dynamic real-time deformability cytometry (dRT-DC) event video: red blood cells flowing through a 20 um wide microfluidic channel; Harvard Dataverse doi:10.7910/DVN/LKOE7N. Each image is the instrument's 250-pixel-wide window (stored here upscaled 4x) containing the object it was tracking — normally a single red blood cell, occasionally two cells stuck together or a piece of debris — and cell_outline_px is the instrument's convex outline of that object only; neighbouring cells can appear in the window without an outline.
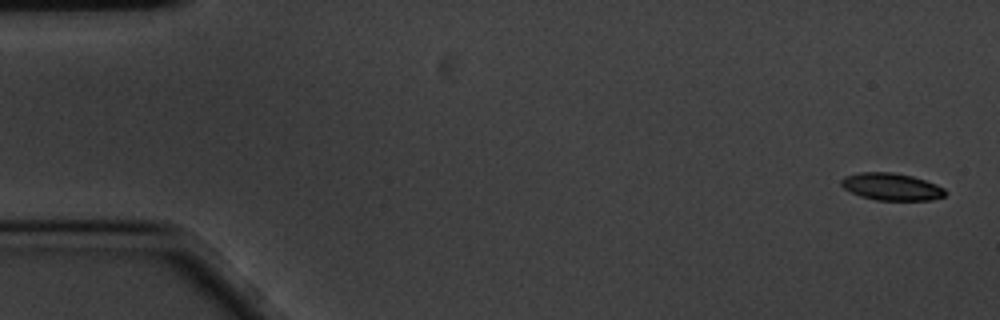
{"species": "common noctule bat (a hibernating species)", "species_latin": "Nyctalus noctula", "temperature_condition": "cold", "stored_images_in_passage": 57, "camera_frame_rate_fps": 3000, "um_per_image_px": 0.085, "animal": {"sex": "male", "body_mass_g": 20.1, "forearm_length_mm": 53.5}, "frame": {"image": 1, "passage_image": 1, "time_ms": 0.0, "image_size_px": [1000, 320], "cell_outline_px": [[948, 192], [944, 196], [932, 200], [876, 200], [860, 196], [844, 188], [840, 184], [840, 180], [844, 176], [860, 172], [892, 172], [912, 176], [936, 184], [944, 188]], "centroid_in_image_um": [75.77, 15.87], "position_along_channel_um": 9.2, "area_um2": 16.53}}
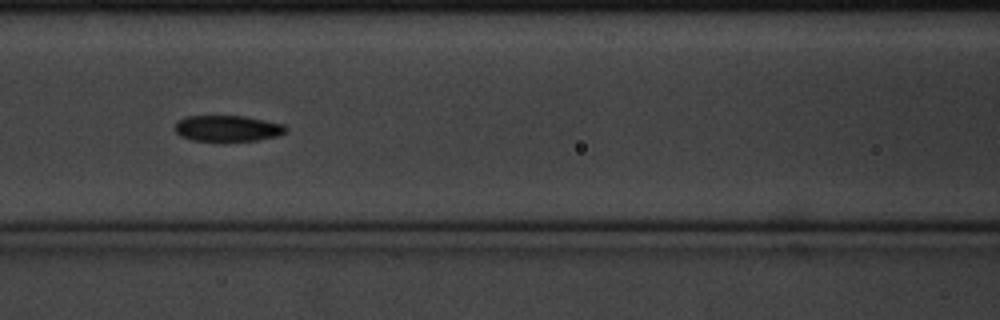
{"frame": {"image": 2, "passage_image": 24, "time_ms": 7.667, "image_size_px": [1000, 320], "cell_outline_px": [[288, 128], [280, 136], [260, 140], [224, 144], [192, 140], [180, 136], [176, 132], [176, 120], [188, 116], [244, 116], [284, 124]], "centroid_in_image_um": [19.35, 10.97], "position_along_channel_um": 147.2, "area_um2": 17.69}}
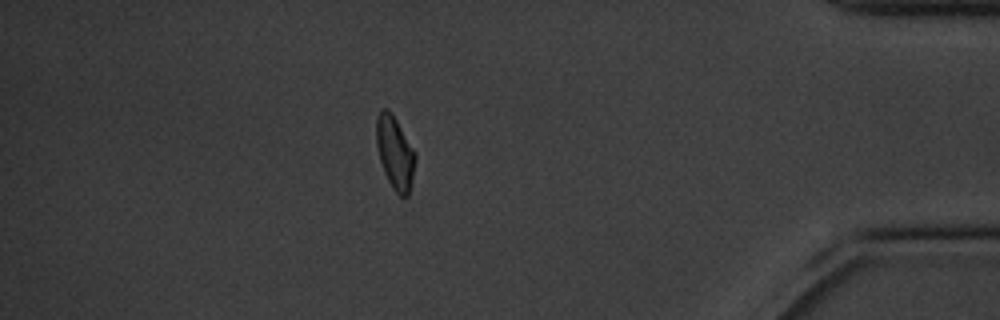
{"frame": {"image": 3, "passage_image": 50, "time_ms": 16.333, "image_size_px": [1000, 320], "cell_outline_px": [[416, 160], [412, 180], [408, 196], [400, 196], [392, 188], [384, 172], [380, 160], [376, 144], [376, 116], [380, 108], [388, 108], [392, 112], [416, 152]], "centroid_in_image_um": [33.57, 12.93], "position_along_channel_um": 401.6, "area_um2": 16.82}, "authors_computed_cell_mechanics": {"area_um2": 16.8776, "velocity_mm_per_s": 3.4284, "shape_relaxation_time_tau1_ms": 3.0722, "shape_relaxation_time_tau2_ms": 4.9076, "deformation_change_tau1": 0.0999, "deformation_change_tau2": 0.0916}}